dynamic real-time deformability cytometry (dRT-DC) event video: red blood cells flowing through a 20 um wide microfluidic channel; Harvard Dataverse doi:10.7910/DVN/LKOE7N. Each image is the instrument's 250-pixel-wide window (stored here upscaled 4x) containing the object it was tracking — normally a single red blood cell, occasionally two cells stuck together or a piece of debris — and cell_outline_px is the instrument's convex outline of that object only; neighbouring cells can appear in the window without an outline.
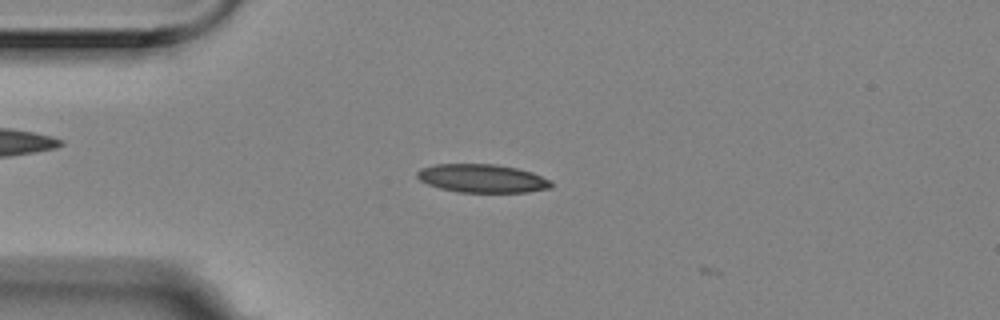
{"species": "Egyptian fruit bat (a non-hibernating species)", "species_latin": "Rousettus aegyptiacus", "temperature_condition": "room temperature", "stored_images_in_passage": 2, "camera_frame_rate_fps": 3000, "um_per_image_px": 0.085, "animal": {"sex": "female"}, "frame": {"image": 1, "passage_image": 1, "time_ms": 0.0, "image_size_px": [1000, 320], "cell_outline_px": [[552, 188], [528, 192], [456, 192], [440, 188], [428, 184], [420, 180], [416, 176], [416, 172], [420, 168], [436, 164], [496, 164], [516, 168], [532, 172], [552, 180]], "centroid_in_image_um": [41.0, 15.16], "position_along_channel_um": 44.0, "area_um2": 22.31}}